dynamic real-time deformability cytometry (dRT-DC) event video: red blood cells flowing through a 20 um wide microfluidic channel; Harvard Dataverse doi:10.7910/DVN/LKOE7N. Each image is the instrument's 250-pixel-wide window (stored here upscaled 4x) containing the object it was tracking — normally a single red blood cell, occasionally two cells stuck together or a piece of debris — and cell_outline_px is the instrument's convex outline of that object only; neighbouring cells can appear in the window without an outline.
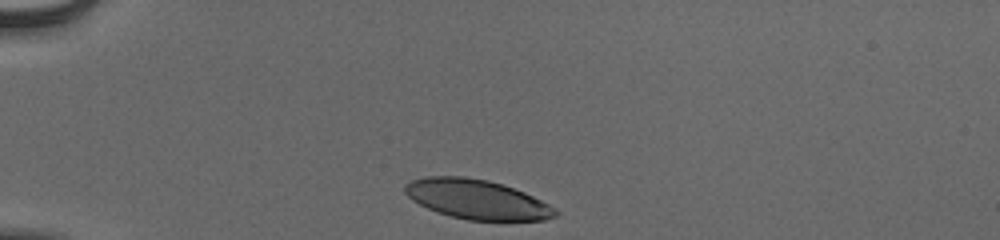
{"species": "human", "species_latin": "Homo sapiens", "temperature_condition": "cold", "stored_images_in_passage": 33, "camera_frame_rate_fps": 3000, "um_per_image_px": 0.085, "donor": {"sex": "male"}, "frame": {"image": 1, "passage_image": 1, "time_ms": 0.0, "image_size_px": [1000, 240], "cell_outline_px": [[560, 212], [556, 216], [544, 220], [468, 220], [436, 212], [412, 200], [404, 192], [404, 184], [412, 180], [428, 176], [464, 176], [488, 180], [524, 192], [556, 208]], "centroid_in_image_um": [40.52, 16.94], "position_along_channel_um": 44.5, "area_um2": 34.45}}
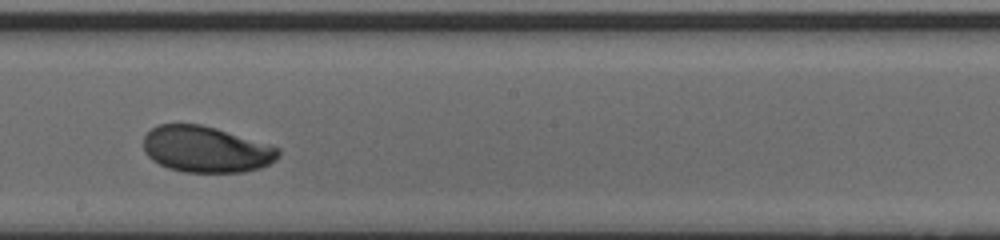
{"frame": {"image": 2, "passage_image": 19, "time_ms": 6.0, "image_size_px": [1000, 240], "cell_outline_px": [[280, 156], [276, 160], [260, 168], [244, 172], [184, 172], [168, 168], [152, 160], [144, 152], [144, 136], [156, 124], [200, 124], [216, 128], [272, 144], [280, 148]], "centroid_in_image_um": [17.54, 12.69], "position_along_channel_um": 230.7, "area_um2": 36.65}}
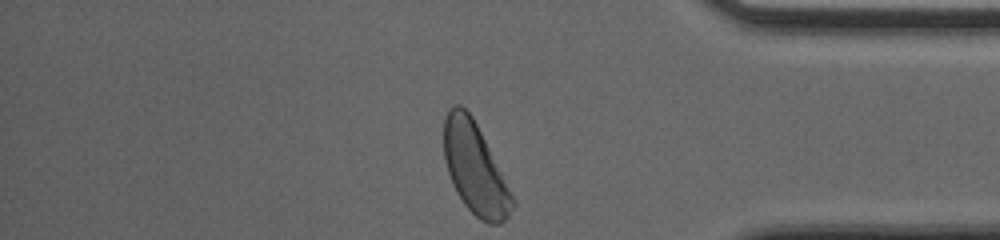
{"frame": {"image": 3, "passage_image": 33, "time_ms": 10.667, "image_size_px": [1000, 240], "cell_outline_px": [[516, 204], [508, 216], [500, 224], [488, 224], [480, 220], [464, 204], [456, 192], [452, 184], [448, 172], [444, 156], [444, 120], [448, 112], [456, 104], [460, 104], [472, 116], [516, 200]], "centroid_in_image_um": [40.39, 14.37], "position_along_channel_um": 394.8, "area_um2": 36.01}, "authors_computed_cell_mechanics": {"area_um2": 36.6452, "velocity_mm_per_s": 3.8425, "shape_relaxation_time_tau1_ms": 1.8044, "shape_relaxation_time_tau2_ms": null, "deformation_change_tau1": 0.1255, "deformation_change_tau2": null}}